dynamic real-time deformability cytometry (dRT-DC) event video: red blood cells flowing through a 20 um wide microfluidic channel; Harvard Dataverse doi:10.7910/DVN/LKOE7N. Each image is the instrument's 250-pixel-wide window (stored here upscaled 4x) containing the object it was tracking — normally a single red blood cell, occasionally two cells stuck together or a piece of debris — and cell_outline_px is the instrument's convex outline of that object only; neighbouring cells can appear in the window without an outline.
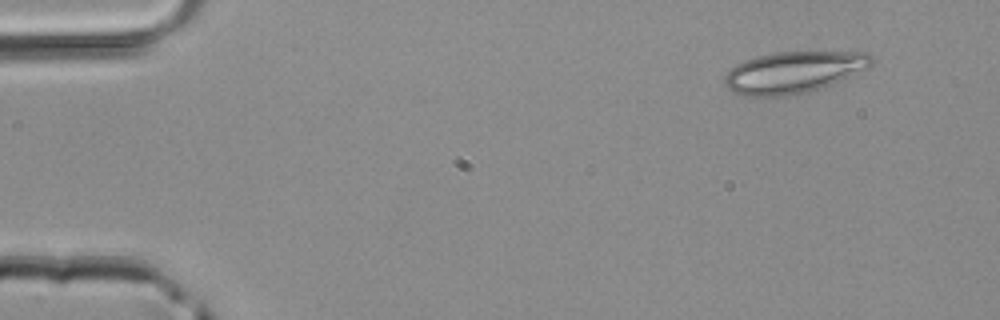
{"species": "common noctule bat (a hibernating species)", "species_latin": "Nyctalus noctula", "temperature_condition": "room temperature", "stored_images_in_passage": 3, "camera_frame_rate_fps": 3000, "um_per_image_px": 0.085, "animal": {"sex": "male", "body_mass_g": 20.4}, "frame": {"image": 1, "passage_image": 1, "time_ms": 0.0, "image_size_px": [1000, 320], "cell_outline_px": [[876, 60], [868, 68], [840, 80], [808, 92], [788, 96], [744, 96], [732, 92], [724, 84], [724, 76], [736, 64], [744, 60], [756, 56], [776, 52], [868, 52]], "centroid_in_image_um": [67.44, 6.14], "position_along_channel_um": 17.6, "area_um2": 35.6}}